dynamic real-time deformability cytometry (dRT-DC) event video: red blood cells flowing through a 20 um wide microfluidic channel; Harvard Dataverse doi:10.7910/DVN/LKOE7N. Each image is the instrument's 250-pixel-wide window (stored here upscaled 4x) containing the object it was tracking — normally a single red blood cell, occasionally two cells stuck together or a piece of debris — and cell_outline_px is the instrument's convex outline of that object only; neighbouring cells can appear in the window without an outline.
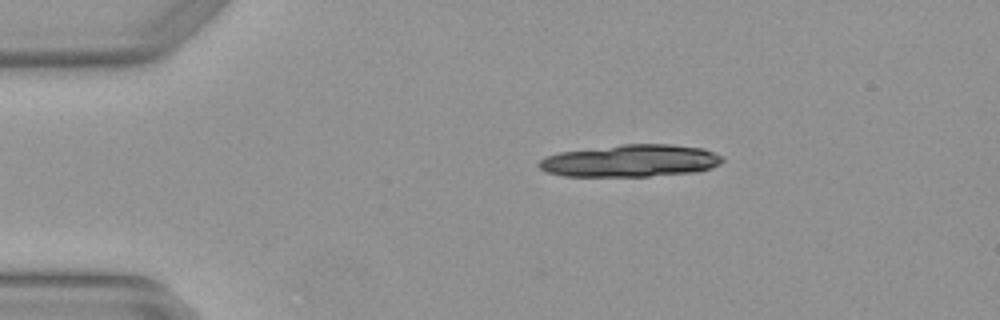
{"species": "Egyptian fruit bat (a non-hibernating species)", "species_latin": "Rousettus aegyptiacus", "temperature_condition": "warm", "stored_images_in_passage": 3, "camera_frame_rate_fps": 3000, "um_per_image_px": 0.085, "animal": {"sex": "female"}, "frame": {"image": 1, "passage_image": 1, "time_ms": 0.0, "image_size_px": [1000, 320], "cell_outline_px": [[724, 160], [720, 164], [712, 168], [700, 172], [648, 176], [564, 176], [548, 172], [540, 168], [536, 164], [544, 156], [560, 152], [624, 144], [672, 144], [704, 148], [724, 156]], "centroid_in_image_um": [53.66, 13.66], "position_along_channel_um": 31.3, "area_um2": 34.8}}
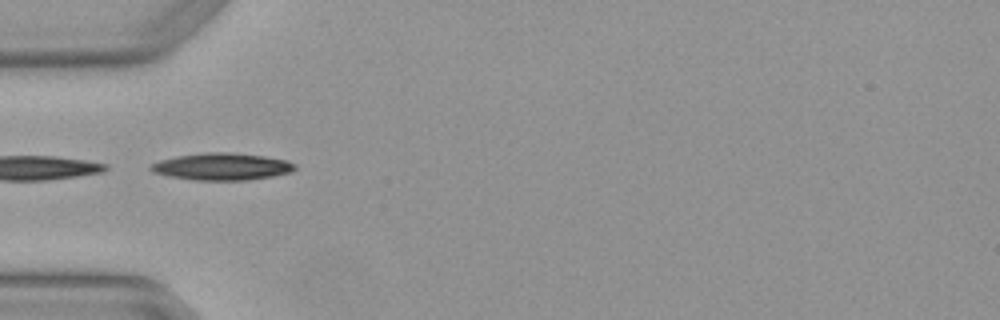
{"frame": {"image": 2, "passage_image": 3, "time_ms": 0.667, "image_size_px": [1000, 320], "cell_outline_px": [[296, 168], [292, 172], [272, 176], [248, 180], [192, 180], [168, 176], [152, 172], [148, 168], [152, 164], [160, 160], [176, 156], [204, 152], [228, 152], [264, 156], [288, 160], [296, 164]], "centroid_in_image_um": [18.86, 14.16], "position_along_channel_um": 66.1, "area_um2": 22.89}}